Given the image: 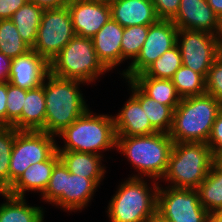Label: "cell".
I'll return each mask as SVG.
<instances>
[{
    "mask_svg": "<svg viewBox=\"0 0 222 222\" xmlns=\"http://www.w3.org/2000/svg\"><path fill=\"white\" fill-rule=\"evenodd\" d=\"M222 103L209 94L182 98L173 111V120L168 133L173 143L205 142Z\"/></svg>",
    "mask_w": 222,
    "mask_h": 222,
    "instance_id": "obj_1",
    "label": "cell"
},
{
    "mask_svg": "<svg viewBox=\"0 0 222 222\" xmlns=\"http://www.w3.org/2000/svg\"><path fill=\"white\" fill-rule=\"evenodd\" d=\"M44 80L46 117L45 132L52 136L62 133L82 116L88 107L80 93L78 80L62 79L49 73Z\"/></svg>",
    "mask_w": 222,
    "mask_h": 222,
    "instance_id": "obj_2",
    "label": "cell"
},
{
    "mask_svg": "<svg viewBox=\"0 0 222 222\" xmlns=\"http://www.w3.org/2000/svg\"><path fill=\"white\" fill-rule=\"evenodd\" d=\"M173 140L168 133L116 136V148L145 176L163 179L168 168Z\"/></svg>",
    "mask_w": 222,
    "mask_h": 222,
    "instance_id": "obj_3",
    "label": "cell"
},
{
    "mask_svg": "<svg viewBox=\"0 0 222 222\" xmlns=\"http://www.w3.org/2000/svg\"><path fill=\"white\" fill-rule=\"evenodd\" d=\"M213 165V153L205 142L173 143L164 179L172 188L197 189Z\"/></svg>",
    "mask_w": 222,
    "mask_h": 222,
    "instance_id": "obj_4",
    "label": "cell"
},
{
    "mask_svg": "<svg viewBox=\"0 0 222 222\" xmlns=\"http://www.w3.org/2000/svg\"><path fill=\"white\" fill-rule=\"evenodd\" d=\"M60 136L65 140V145L62 149L57 146V151L100 154V150L116 147L114 117L94 115L88 109L60 133Z\"/></svg>",
    "mask_w": 222,
    "mask_h": 222,
    "instance_id": "obj_5",
    "label": "cell"
},
{
    "mask_svg": "<svg viewBox=\"0 0 222 222\" xmlns=\"http://www.w3.org/2000/svg\"><path fill=\"white\" fill-rule=\"evenodd\" d=\"M149 190L147 182L138 175L121 183L108 206L111 222H146L157 212L159 185L154 183ZM153 190V191H151ZM151 191V192H150Z\"/></svg>",
    "mask_w": 222,
    "mask_h": 222,
    "instance_id": "obj_6",
    "label": "cell"
},
{
    "mask_svg": "<svg viewBox=\"0 0 222 222\" xmlns=\"http://www.w3.org/2000/svg\"><path fill=\"white\" fill-rule=\"evenodd\" d=\"M53 76L93 82L108 71L97 58L91 38L75 35L49 63Z\"/></svg>",
    "mask_w": 222,
    "mask_h": 222,
    "instance_id": "obj_7",
    "label": "cell"
},
{
    "mask_svg": "<svg viewBox=\"0 0 222 222\" xmlns=\"http://www.w3.org/2000/svg\"><path fill=\"white\" fill-rule=\"evenodd\" d=\"M97 187L91 179L70 173L59 160L52 170L46 190L41 195L43 200L50 204L75 211L87 206Z\"/></svg>",
    "mask_w": 222,
    "mask_h": 222,
    "instance_id": "obj_8",
    "label": "cell"
},
{
    "mask_svg": "<svg viewBox=\"0 0 222 222\" xmlns=\"http://www.w3.org/2000/svg\"><path fill=\"white\" fill-rule=\"evenodd\" d=\"M54 136L43 131L16 133L9 167V189L31 164L48 160L56 151Z\"/></svg>",
    "mask_w": 222,
    "mask_h": 222,
    "instance_id": "obj_9",
    "label": "cell"
},
{
    "mask_svg": "<svg viewBox=\"0 0 222 222\" xmlns=\"http://www.w3.org/2000/svg\"><path fill=\"white\" fill-rule=\"evenodd\" d=\"M75 35L67 6L44 9L32 50L50 63Z\"/></svg>",
    "mask_w": 222,
    "mask_h": 222,
    "instance_id": "obj_10",
    "label": "cell"
},
{
    "mask_svg": "<svg viewBox=\"0 0 222 222\" xmlns=\"http://www.w3.org/2000/svg\"><path fill=\"white\" fill-rule=\"evenodd\" d=\"M157 212L169 222H208L209 212L201 205L197 189H158Z\"/></svg>",
    "mask_w": 222,
    "mask_h": 222,
    "instance_id": "obj_11",
    "label": "cell"
},
{
    "mask_svg": "<svg viewBox=\"0 0 222 222\" xmlns=\"http://www.w3.org/2000/svg\"><path fill=\"white\" fill-rule=\"evenodd\" d=\"M177 46L182 65L201 74L205 79L216 57L221 53L214 34L193 29H178Z\"/></svg>",
    "mask_w": 222,
    "mask_h": 222,
    "instance_id": "obj_12",
    "label": "cell"
},
{
    "mask_svg": "<svg viewBox=\"0 0 222 222\" xmlns=\"http://www.w3.org/2000/svg\"><path fill=\"white\" fill-rule=\"evenodd\" d=\"M178 28L172 20L159 19L149 26L147 38L137 58L130 63L123 76L131 80L143 73L158 57L177 45Z\"/></svg>",
    "mask_w": 222,
    "mask_h": 222,
    "instance_id": "obj_13",
    "label": "cell"
},
{
    "mask_svg": "<svg viewBox=\"0 0 222 222\" xmlns=\"http://www.w3.org/2000/svg\"><path fill=\"white\" fill-rule=\"evenodd\" d=\"M76 35L92 38L111 18L107 0H70L67 5Z\"/></svg>",
    "mask_w": 222,
    "mask_h": 222,
    "instance_id": "obj_14",
    "label": "cell"
},
{
    "mask_svg": "<svg viewBox=\"0 0 222 222\" xmlns=\"http://www.w3.org/2000/svg\"><path fill=\"white\" fill-rule=\"evenodd\" d=\"M49 73V63L31 49L12 59L8 82L29 90L42 85Z\"/></svg>",
    "mask_w": 222,
    "mask_h": 222,
    "instance_id": "obj_15",
    "label": "cell"
},
{
    "mask_svg": "<svg viewBox=\"0 0 222 222\" xmlns=\"http://www.w3.org/2000/svg\"><path fill=\"white\" fill-rule=\"evenodd\" d=\"M172 21L178 29H193L215 34L218 16L207 0H181L179 10Z\"/></svg>",
    "mask_w": 222,
    "mask_h": 222,
    "instance_id": "obj_16",
    "label": "cell"
},
{
    "mask_svg": "<svg viewBox=\"0 0 222 222\" xmlns=\"http://www.w3.org/2000/svg\"><path fill=\"white\" fill-rule=\"evenodd\" d=\"M124 32L112 18L91 38L99 61L109 71L122 62L121 41Z\"/></svg>",
    "mask_w": 222,
    "mask_h": 222,
    "instance_id": "obj_17",
    "label": "cell"
},
{
    "mask_svg": "<svg viewBox=\"0 0 222 222\" xmlns=\"http://www.w3.org/2000/svg\"><path fill=\"white\" fill-rule=\"evenodd\" d=\"M111 18L122 27L151 25L159 20L151 0H109Z\"/></svg>",
    "mask_w": 222,
    "mask_h": 222,
    "instance_id": "obj_18",
    "label": "cell"
},
{
    "mask_svg": "<svg viewBox=\"0 0 222 222\" xmlns=\"http://www.w3.org/2000/svg\"><path fill=\"white\" fill-rule=\"evenodd\" d=\"M59 160L56 151L48 160L31 164L11 185L7 193L17 197H24L27 190L40 191L43 194L49 184L52 170Z\"/></svg>",
    "mask_w": 222,
    "mask_h": 222,
    "instance_id": "obj_19",
    "label": "cell"
},
{
    "mask_svg": "<svg viewBox=\"0 0 222 222\" xmlns=\"http://www.w3.org/2000/svg\"><path fill=\"white\" fill-rule=\"evenodd\" d=\"M113 117L116 136H141L158 132L133 96L124 104L118 115Z\"/></svg>",
    "mask_w": 222,
    "mask_h": 222,
    "instance_id": "obj_20",
    "label": "cell"
},
{
    "mask_svg": "<svg viewBox=\"0 0 222 222\" xmlns=\"http://www.w3.org/2000/svg\"><path fill=\"white\" fill-rule=\"evenodd\" d=\"M46 105L43 83L26 90L21 116L12 124L17 130L45 132Z\"/></svg>",
    "mask_w": 222,
    "mask_h": 222,
    "instance_id": "obj_21",
    "label": "cell"
},
{
    "mask_svg": "<svg viewBox=\"0 0 222 222\" xmlns=\"http://www.w3.org/2000/svg\"><path fill=\"white\" fill-rule=\"evenodd\" d=\"M57 152L70 173L91 179L97 186L100 184L106 172L105 168L101 166L102 156L100 154L77 151Z\"/></svg>",
    "mask_w": 222,
    "mask_h": 222,
    "instance_id": "obj_22",
    "label": "cell"
},
{
    "mask_svg": "<svg viewBox=\"0 0 222 222\" xmlns=\"http://www.w3.org/2000/svg\"><path fill=\"white\" fill-rule=\"evenodd\" d=\"M131 81L148 97L169 106L173 111L179 105L178 95L171 79L152 77H133Z\"/></svg>",
    "mask_w": 222,
    "mask_h": 222,
    "instance_id": "obj_23",
    "label": "cell"
},
{
    "mask_svg": "<svg viewBox=\"0 0 222 222\" xmlns=\"http://www.w3.org/2000/svg\"><path fill=\"white\" fill-rule=\"evenodd\" d=\"M128 83L131 86L132 96L145 110L151 125L158 132L169 133L172 126L173 110L145 95L131 80H128Z\"/></svg>",
    "mask_w": 222,
    "mask_h": 222,
    "instance_id": "obj_24",
    "label": "cell"
},
{
    "mask_svg": "<svg viewBox=\"0 0 222 222\" xmlns=\"http://www.w3.org/2000/svg\"><path fill=\"white\" fill-rule=\"evenodd\" d=\"M6 198L0 205V222H43V209L29 206L25 203V197H17L0 192Z\"/></svg>",
    "mask_w": 222,
    "mask_h": 222,
    "instance_id": "obj_25",
    "label": "cell"
},
{
    "mask_svg": "<svg viewBox=\"0 0 222 222\" xmlns=\"http://www.w3.org/2000/svg\"><path fill=\"white\" fill-rule=\"evenodd\" d=\"M44 9L28 1L10 18L15 24L21 39L31 48L35 45L37 31L40 26Z\"/></svg>",
    "mask_w": 222,
    "mask_h": 222,
    "instance_id": "obj_26",
    "label": "cell"
},
{
    "mask_svg": "<svg viewBox=\"0 0 222 222\" xmlns=\"http://www.w3.org/2000/svg\"><path fill=\"white\" fill-rule=\"evenodd\" d=\"M197 190L201 205L209 213L222 210V172L214 165Z\"/></svg>",
    "mask_w": 222,
    "mask_h": 222,
    "instance_id": "obj_27",
    "label": "cell"
},
{
    "mask_svg": "<svg viewBox=\"0 0 222 222\" xmlns=\"http://www.w3.org/2000/svg\"><path fill=\"white\" fill-rule=\"evenodd\" d=\"M171 81L181 99L206 93L205 78L184 65L175 72Z\"/></svg>",
    "mask_w": 222,
    "mask_h": 222,
    "instance_id": "obj_28",
    "label": "cell"
},
{
    "mask_svg": "<svg viewBox=\"0 0 222 222\" xmlns=\"http://www.w3.org/2000/svg\"><path fill=\"white\" fill-rule=\"evenodd\" d=\"M32 48L21 39L15 24L10 19L0 20V53L16 58Z\"/></svg>",
    "mask_w": 222,
    "mask_h": 222,
    "instance_id": "obj_29",
    "label": "cell"
},
{
    "mask_svg": "<svg viewBox=\"0 0 222 222\" xmlns=\"http://www.w3.org/2000/svg\"><path fill=\"white\" fill-rule=\"evenodd\" d=\"M182 66L179 47L176 45L158 57L143 73L135 77L171 79Z\"/></svg>",
    "mask_w": 222,
    "mask_h": 222,
    "instance_id": "obj_30",
    "label": "cell"
},
{
    "mask_svg": "<svg viewBox=\"0 0 222 222\" xmlns=\"http://www.w3.org/2000/svg\"><path fill=\"white\" fill-rule=\"evenodd\" d=\"M17 130L13 126H0V192L9 190V167Z\"/></svg>",
    "mask_w": 222,
    "mask_h": 222,
    "instance_id": "obj_31",
    "label": "cell"
},
{
    "mask_svg": "<svg viewBox=\"0 0 222 222\" xmlns=\"http://www.w3.org/2000/svg\"><path fill=\"white\" fill-rule=\"evenodd\" d=\"M150 25L125 27L121 41L122 61L132 58L134 61L143 46Z\"/></svg>",
    "mask_w": 222,
    "mask_h": 222,
    "instance_id": "obj_32",
    "label": "cell"
},
{
    "mask_svg": "<svg viewBox=\"0 0 222 222\" xmlns=\"http://www.w3.org/2000/svg\"><path fill=\"white\" fill-rule=\"evenodd\" d=\"M25 97L26 89L7 82V126H12L21 116Z\"/></svg>",
    "mask_w": 222,
    "mask_h": 222,
    "instance_id": "obj_33",
    "label": "cell"
},
{
    "mask_svg": "<svg viewBox=\"0 0 222 222\" xmlns=\"http://www.w3.org/2000/svg\"><path fill=\"white\" fill-rule=\"evenodd\" d=\"M206 81V94L213 96L222 103V53H220L210 67Z\"/></svg>",
    "mask_w": 222,
    "mask_h": 222,
    "instance_id": "obj_34",
    "label": "cell"
},
{
    "mask_svg": "<svg viewBox=\"0 0 222 222\" xmlns=\"http://www.w3.org/2000/svg\"><path fill=\"white\" fill-rule=\"evenodd\" d=\"M159 19L172 20L180 7L181 0H151Z\"/></svg>",
    "mask_w": 222,
    "mask_h": 222,
    "instance_id": "obj_35",
    "label": "cell"
},
{
    "mask_svg": "<svg viewBox=\"0 0 222 222\" xmlns=\"http://www.w3.org/2000/svg\"><path fill=\"white\" fill-rule=\"evenodd\" d=\"M207 145L213 154L222 150V108L214 121Z\"/></svg>",
    "mask_w": 222,
    "mask_h": 222,
    "instance_id": "obj_36",
    "label": "cell"
},
{
    "mask_svg": "<svg viewBox=\"0 0 222 222\" xmlns=\"http://www.w3.org/2000/svg\"><path fill=\"white\" fill-rule=\"evenodd\" d=\"M28 0H0V20L10 19Z\"/></svg>",
    "mask_w": 222,
    "mask_h": 222,
    "instance_id": "obj_37",
    "label": "cell"
},
{
    "mask_svg": "<svg viewBox=\"0 0 222 222\" xmlns=\"http://www.w3.org/2000/svg\"><path fill=\"white\" fill-rule=\"evenodd\" d=\"M7 82H0V126H7Z\"/></svg>",
    "mask_w": 222,
    "mask_h": 222,
    "instance_id": "obj_38",
    "label": "cell"
},
{
    "mask_svg": "<svg viewBox=\"0 0 222 222\" xmlns=\"http://www.w3.org/2000/svg\"><path fill=\"white\" fill-rule=\"evenodd\" d=\"M12 58L0 53V82H8Z\"/></svg>",
    "mask_w": 222,
    "mask_h": 222,
    "instance_id": "obj_39",
    "label": "cell"
},
{
    "mask_svg": "<svg viewBox=\"0 0 222 222\" xmlns=\"http://www.w3.org/2000/svg\"><path fill=\"white\" fill-rule=\"evenodd\" d=\"M43 9L60 8L67 6L70 0H28Z\"/></svg>",
    "mask_w": 222,
    "mask_h": 222,
    "instance_id": "obj_40",
    "label": "cell"
},
{
    "mask_svg": "<svg viewBox=\"0 0 222 222\" xmlns=\"http://www.w3.org/2000/svg\"><path fill=\"white\" fill-rule=\"evenodd\" d=\"M207 2L218 17L222 15V0H207Z\"/></svg>",
    "mask_w": 222,
    "mask_h": 222,
    "instance_id": "obj_41",
    "label": "cell"
},
{
    "mask_svg": "<svg viewBox=\"0 0 222 222\" xmlns=\"http://www.w3.org/2000/svg\"><path fill=\"white\" fill-rule=\"evenodd\" d=\"M214 35L220 50H222V15L218 17V25Z\"/></svg>",
    "mask_w": 222,
    "mask_h": 222,
    "instance_id": "obj_42",
    "label": "cell"
},
{
    "mask_svg": "<svg viewBox=\"0 0 222 222\" xmlns=\"http://www.w3.org/2000/svg\"><path fill=\"white\" fill-rule=\"evenodd\" d=\"M213 165L222 172V150L213 154Z\"/></svg>",
    "mask_w": 222,
    "mask_h": 222,
    "instance_id": "obj_43",
    "label": "cell"
},
{
    "mask_svg": "<svg viewBox=\"0 0 222 222\" xmlns=\"http://www.w3.org/2000/svg\"><path fill=\"white\" fill-rule=\"evenodd\" d=\"M208 222H222V210L209 213Z\"/></svg>",
    "mask_w": 222,
    "mask_h": 222,
    "instance_id": "obj_44",
    "label": "cell"
},
{
    "mask_svg": "<svg viewBox=\"0 0 222 222\" xmlns=\"http://www.w3.org/2000/svg\"><path fill=\"white\" fill-rule=\"evenodd\" d=\"M146 222H169V221L164 217H162L158 212H156Z\"/></svg>",
    "mask_w": 222,
    "mask_h": 222,
    "instance_id": "obj_45",
    "label": "cell"
}]
</instances>
